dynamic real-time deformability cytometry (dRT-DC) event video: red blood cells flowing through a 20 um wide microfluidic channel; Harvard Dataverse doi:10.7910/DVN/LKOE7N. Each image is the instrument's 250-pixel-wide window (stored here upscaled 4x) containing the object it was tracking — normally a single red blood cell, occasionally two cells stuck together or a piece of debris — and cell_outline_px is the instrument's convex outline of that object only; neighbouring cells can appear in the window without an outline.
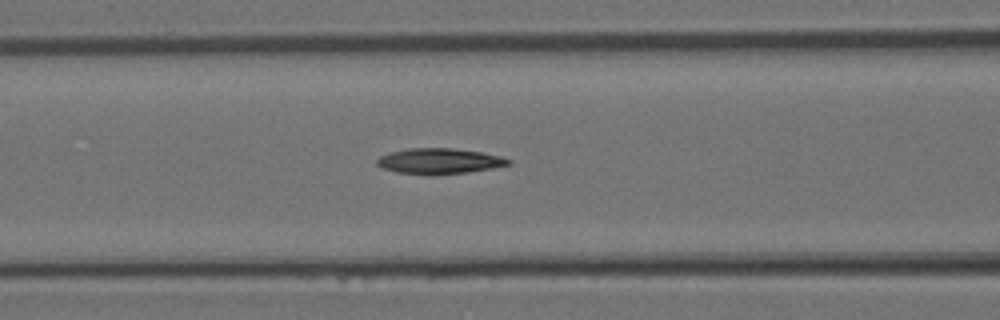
{"species": "Egyptian fruit bat (a non-hibernating species)", "species_latin": "Rousettus aegyptiacus", "temperature_condition": "room temperature", "stored_images_in_passage": 26, "camera_frame_rate_fps": 3000, "um_per_image_px": 0.085, "animal": {"sex": "female"}, "frame": {"image": 1, "passage_image": 4, "time_ms": 1.0, "image_size_px": [1000, 320], "cell_outline_px": [[512, 164], [492, 168], [468, 172], [432, 176], [428, 176], [396, 172], [380, 168], [376, 164], [376, 160], [380, 156], [388, 152], [408, 148], [452, 148], [480, 152], [500, 156], [512, 160]], "centroid_in_image_um": [37.29, 13.71], "position_along_channel_um": 129.3, "area_um2": 20.0}}
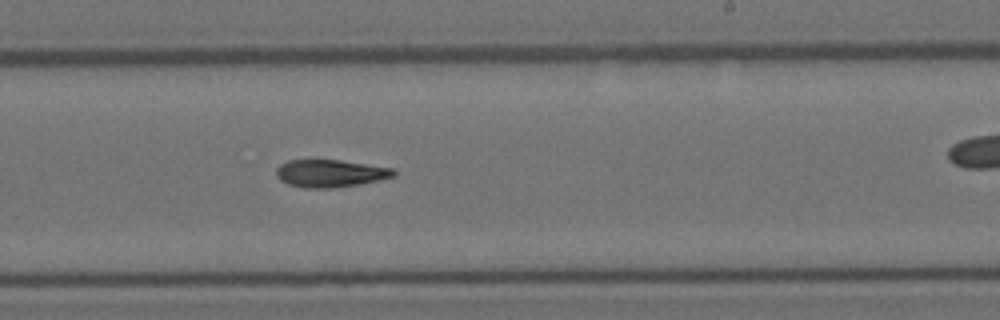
{"frame": {"image": 2, "passage_image": 11, "time_ms": 3.333, "image_size_px": [1000, 320], "cell_outline_px": [[396, 176], [380, 180], [332, 188], [304, 188], [288, 184], [280, 180], [276, 176], [276, 168], [280, 164], [288, 160], [340, 160], [396, 168]], "centroid_in_image_um": [28.09, 14.73], "position_along_channel_um": 260.9, "area_um2": 18.96}}
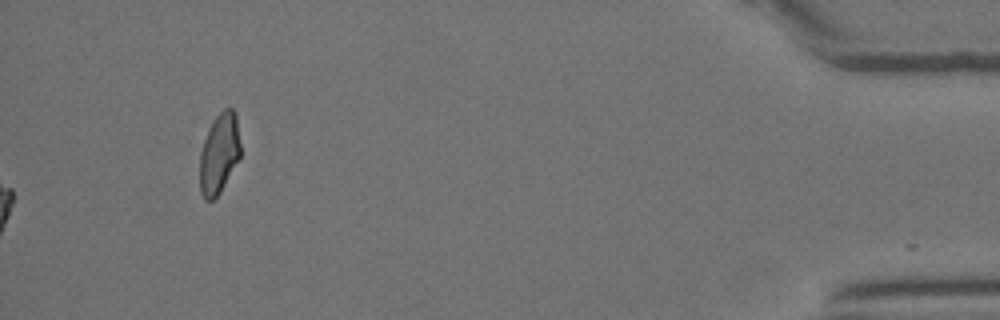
{"frame": {"image": 3, "passage_image": 26, "time_ms": 8.333, "image_size_px": [1000, 320], "cell_outline_px": [[240, 156], [220, 192], [212, 200], [204, 200], [200, 192], [200, 152], [204, 140], [216, 116], [224, 108], [232, 108], [236, 112], [240, 144]], "centroid_in_image_um": [18.63, 13.05], "position_along_channel_um": 416.6, "area_um2": 18.79}}